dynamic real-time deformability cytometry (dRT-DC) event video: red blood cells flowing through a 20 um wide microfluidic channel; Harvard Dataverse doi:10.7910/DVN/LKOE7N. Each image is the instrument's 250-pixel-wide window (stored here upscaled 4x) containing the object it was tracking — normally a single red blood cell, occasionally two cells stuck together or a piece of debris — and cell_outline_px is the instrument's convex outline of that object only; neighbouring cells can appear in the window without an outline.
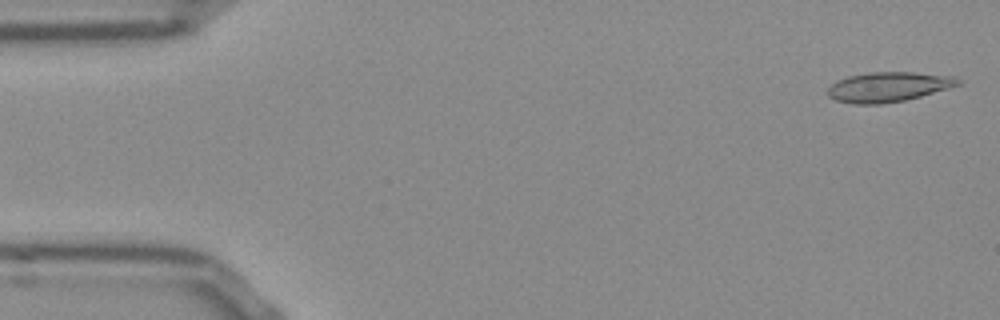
{"species": "Egyptian fruit bat (a non-hibernating species)", "species_latin": "Rousettus aegyptiacus", "temperature_condition": "room temperature", "stored_images_in_passage": 51, "camera_frame_rate_fps": 3000, "um_per_image_px": 0.085, "frame": {"image": 1, "passage_image": 1, "time_ms": 0.0, "image_size_px": [1000, 320], "cell_outline_px": [[960, 84], [948, 88], [920, 96], [904, 100], [880, 104], [852, 104], [836, 100], [828, 96], [828, 88], [836, 80], [848, 76], [872, 72], [916, 72], [956, 76], [960, 80]], "centroid_in_image_um": [75.5, 7.38], "position_along_channel_um": 9.5, "area_um2": 22.6}}
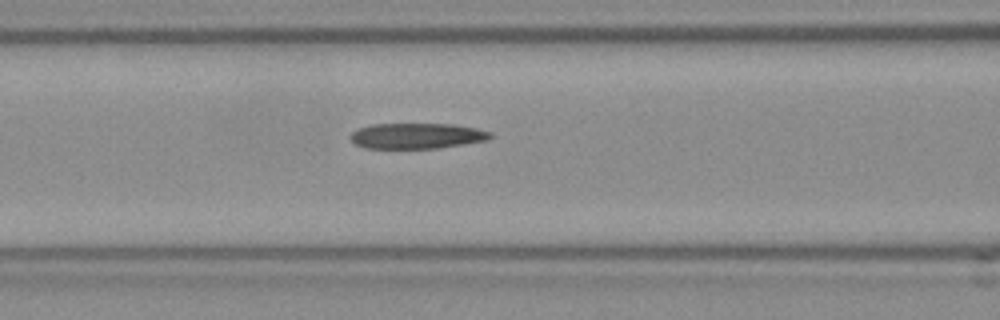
{"frame": {"image": 2, "passage_image": 20, "time_ms": 6.333, "image_size_px": [1000, 320], "cell_outline_px": [[492, 136], [484, 140], [436, 148], [364, 148], [356, 144], [348, 136], [356, 128], [372, 124], [452, 124], [476, 128], [492, 132]], "centroid_in_image_um": [35.36, 11.54], "position_along_channel_um": 131.2, "area_um2": 20.69}}
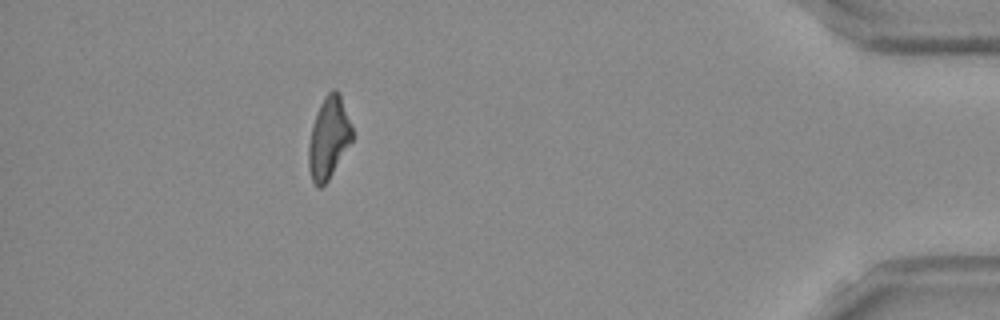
{"frame": {"image": 3, "passage_image": 46, "time_ms": 15.0, "image_size_px": [1000, 320], "cell_outline_px": [[352, 140], [328, 180], [320, 188], [316, 188], [312, 180], [308, 168], [308, 144], [312, 124], [320, 104], [324, 96], [332, 88], [336, 88], [340, 96], [352, 128]], "centroid_in_image_um": [27.9, 11.73], "position_along_channel_um": 407.3, "area_um2": 20.58}, "authors_computed_cell_mechanics": {"area_um2": 21.6172, "velocity_mm_per_s": 3.8438, "shape_relaxation_time_tau1_ms": null, "shape_relaxation_time_tau2_ms": 3.7996, "deformation_change_tau1": null, "deformation_change_tau2": 0.1381}}